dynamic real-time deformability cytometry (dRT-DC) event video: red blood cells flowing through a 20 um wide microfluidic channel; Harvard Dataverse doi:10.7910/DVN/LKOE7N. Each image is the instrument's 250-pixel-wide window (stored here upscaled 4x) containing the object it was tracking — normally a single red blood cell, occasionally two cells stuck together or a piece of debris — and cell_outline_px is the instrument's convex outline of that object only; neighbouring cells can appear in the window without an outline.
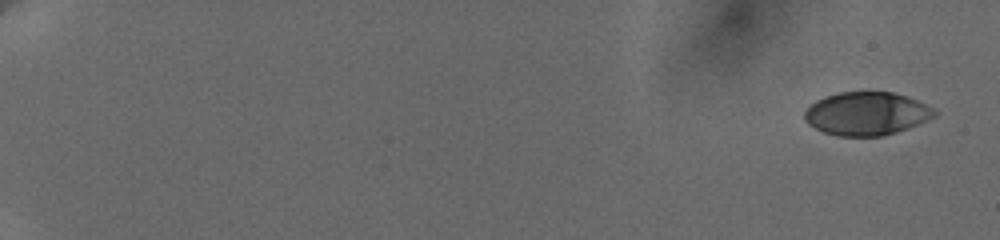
{"species": "human", "species_latin": "Homo sapiens", "temperature_condition": "cold", "stored_images_in_passage": 14, "camera_frame_rate_fps": 3000, "um_per_image_px": 0.085, "donor": {"sex": "female"}, "frame": {"image": 1, "passage_image": 1, "time_ms": 0.0, "image_size_px": [1000, 240], "cell_outline_px": [[936, 116], [928, 120], [908, 128], [896, 132], [880, 136], [836, 136], [824, 132], [808, 124], [804, 120], [804, 112], [816, 100], [824, 96], [840, 92], [892, 92], [916, 100], [932, 108], [936, 112]], "centroid_in_image_um": [73.63, 9.66], "position_along_channel_um": 11.4, "area_um2": 32.54}}
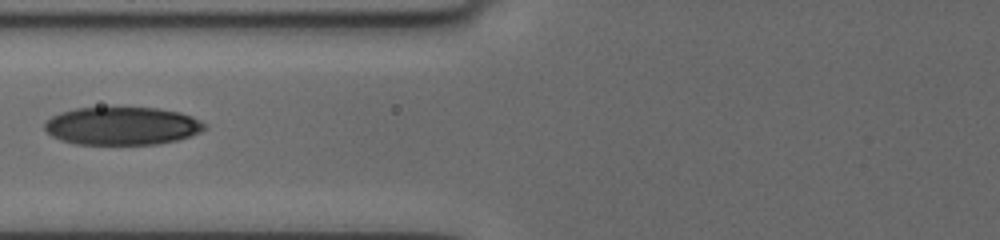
{"frame": {"image": 2, "passage_image": 10, "time_ms": 8.667, "image_size_px": [1000, 240], "cell_outline_px": [[208, 124], [200, 132], [180, 140], [156, 144], [76, 144], [60, 140], [52, 136], [44, 128], [44, 120], [52, 116], [76, 108], [156, 108], [180, 112], [192, 116]], "centroid_in_image_um": [10.39, 10.71], "position_along_channel_um": 115.4, "area_um2": 35.43}}
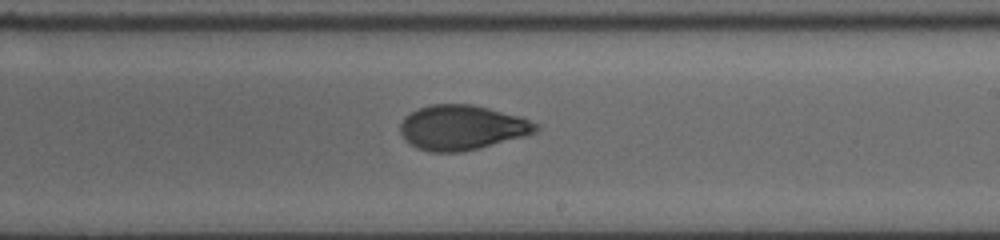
{"frame": {"image": 3, "passage_image": 14, "time_ms": 12.333, "image_size_px": [1000, 240], "cell_outline_px": [[540, 128], [536, 132], [528, 136], [480, 148], [460, 152], [428, 152], [416, 148], [404, 140], [400, 132], [400, 124], [404, 116], [420, 108], [432, 104], [472, 104], [520, 116], [540, 124]], "centroid_in_image_um": [39.29, 10.85], "position_along_channel_um": 249.7, "area_um2": 35.84}}